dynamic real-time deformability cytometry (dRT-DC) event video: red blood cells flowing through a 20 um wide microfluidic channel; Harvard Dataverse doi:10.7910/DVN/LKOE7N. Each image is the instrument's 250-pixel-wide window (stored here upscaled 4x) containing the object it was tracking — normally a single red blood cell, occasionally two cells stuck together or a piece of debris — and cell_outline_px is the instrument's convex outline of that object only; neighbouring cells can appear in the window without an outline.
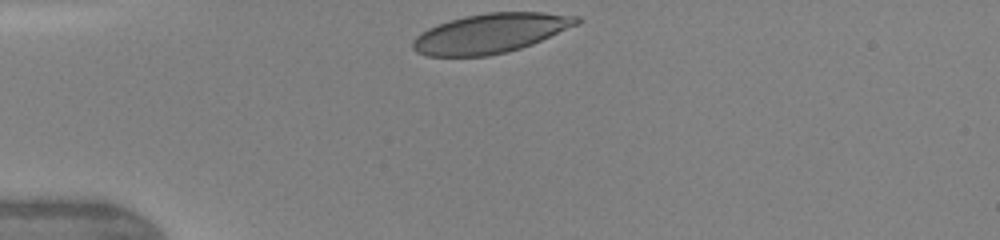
{"species": "human", "species_latin": "Homo sapiens", "temperature_condition": "warm", "stored_images_in_passage": 6, "camera_frame_rate_fps": 3000, "um_per_image_px": 0.085, "donor": {"sex": "female"}, "frame": {"image": 1, "passage_image": 1, "time_ms": 0.0, "image_size_px": [1000, 240], "cell_outline_px": [[584, 20], [580, 24], [532, 44], [520, 48], [488, 56], [428, 56], [416, 52], [412, 48], [412, 40], [420, 32], [428, 28], [448, 20], [464, 16], [488, 12], [544, 12], [580, 16]], "centroid_in_image_um": [41.72, 2.81], "position_along_channel_um": 43.3, "area_um2": 38.03}}